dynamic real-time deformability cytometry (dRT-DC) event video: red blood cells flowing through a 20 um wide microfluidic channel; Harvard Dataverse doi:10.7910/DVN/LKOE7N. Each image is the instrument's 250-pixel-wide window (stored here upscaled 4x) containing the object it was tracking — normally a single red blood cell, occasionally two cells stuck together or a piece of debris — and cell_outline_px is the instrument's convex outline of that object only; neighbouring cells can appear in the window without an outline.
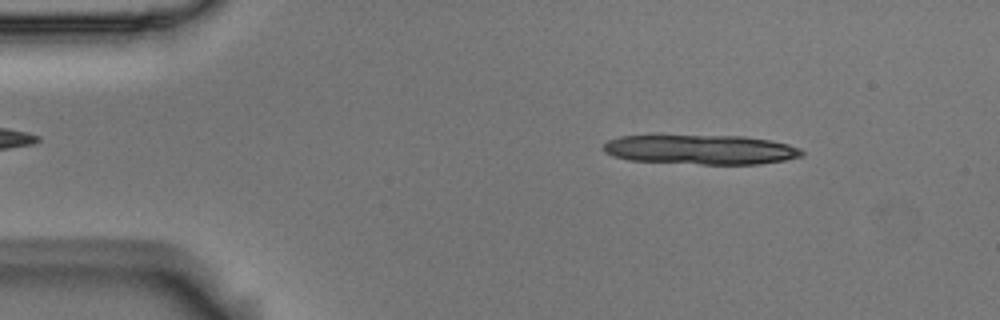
{"species": "Egyptian fruit bat (a non-hibernating species)", "species_latin": "Rousettus aegyptiacus", "temperature_condition": "room temperature", "stored_images_in_passage": 3, "camera_frame_rate_fps": 3000, "um_per_image_px": 0.085, "animal": {"sex": "male"}, "frame": {"image": 1, "passage_image": 1, "time_ms": 0.0, "image_size_px": [1000, 320], "cell_outline_px": [[804, 152], [800, 156], [784, 160], [760, 164], [700, 164], [628, 160], [612, 156], [604, 152], [600, 148], [608, 140], [620, 136], [744, 136], [768, 140], [788, 144], [800, 148]], "centroid_in_image_um": [59.52, 12.72], "position_along_channel_um": 25.5, "area_um2": 34.1}}